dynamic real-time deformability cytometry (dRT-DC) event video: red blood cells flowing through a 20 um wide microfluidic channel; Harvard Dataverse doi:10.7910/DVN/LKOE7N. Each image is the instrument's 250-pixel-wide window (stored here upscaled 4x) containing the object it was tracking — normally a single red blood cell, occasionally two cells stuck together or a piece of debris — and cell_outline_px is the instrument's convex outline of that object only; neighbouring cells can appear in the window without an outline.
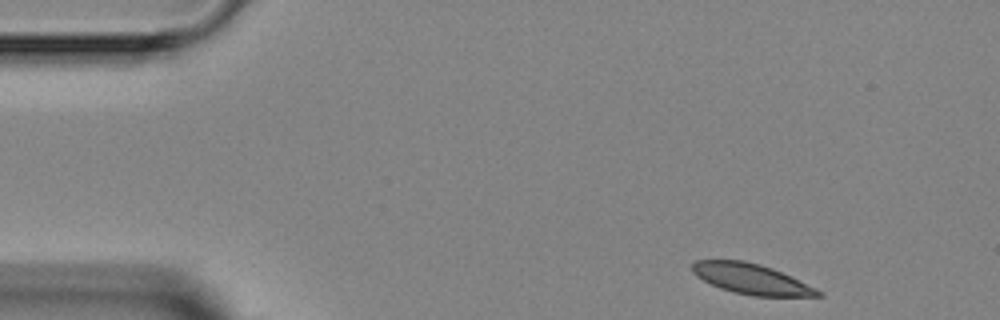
{"species": "Egyptian fruit bat (a non-hibernating species)", "species_latin": "Rousettus aegyptiacus", "temperature_condition": "room temperature", "stored_images_in_passage": 3, "camera_frame_rate_fps": 3000, "um_per_image_px": 0.085, "animal": {"sex": "female"}, "frame": {"image": 1, "passage_image": 1, "time_ms": 0.0, "image_size_px": [1000, 320], "cell_outline_px": [[824, 296], [752, 296], [732, 292], [720, 288], [696, 276], [692, 272], [692, 264], [696, 260], [744, 260], [760, 264], [772, 268], [816, 288], [824, 292]], "centroid_in_image_um": [63.86, 23.71], "position_along_channel_um": 21.1, "area_um2": 22.2}}